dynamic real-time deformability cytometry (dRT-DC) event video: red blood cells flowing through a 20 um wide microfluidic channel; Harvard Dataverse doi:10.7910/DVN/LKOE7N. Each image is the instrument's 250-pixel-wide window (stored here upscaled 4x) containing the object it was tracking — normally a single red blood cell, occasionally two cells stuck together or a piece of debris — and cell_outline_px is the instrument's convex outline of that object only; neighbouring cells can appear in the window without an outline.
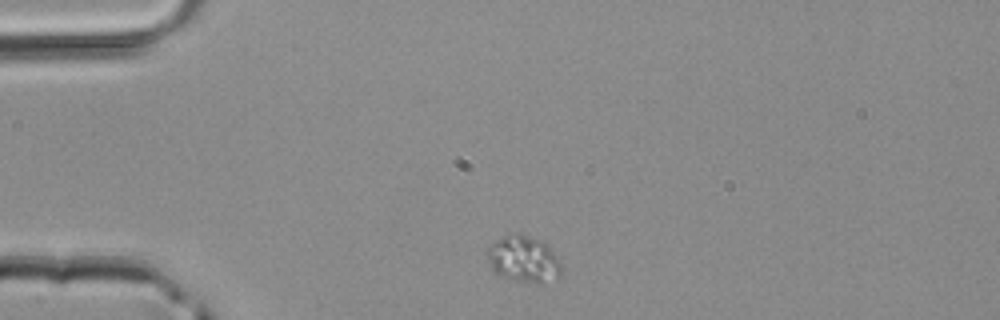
{"species": "common noctule bat (a hibernating species)", "species_latin": "Nyctalus noctula", "temperature_condition": "room temperature", "stored_images_in_passage": 2, "camera_frame_rate_fps": 3000, "um_per_image_px": 0.085, "animal": {"sex": "male", "body_mass_g": 20.4}, "frame": {"image": 1, "passage_image": 1, "time_ms": 0.0, "image_size_px": [1000, 320], "cell_outline_px": [[560, 276], [544, 284], [536, 284], [496, 276], [492, 272], [484, 252], [484, 248], [496, 240], [504, 236], [520, 232], [540, 240], [560, 260]], "centroid_in_image_um": [44.42, 22.04], "position_along_channel_um": 40.6, "area_um2": 20.58}}